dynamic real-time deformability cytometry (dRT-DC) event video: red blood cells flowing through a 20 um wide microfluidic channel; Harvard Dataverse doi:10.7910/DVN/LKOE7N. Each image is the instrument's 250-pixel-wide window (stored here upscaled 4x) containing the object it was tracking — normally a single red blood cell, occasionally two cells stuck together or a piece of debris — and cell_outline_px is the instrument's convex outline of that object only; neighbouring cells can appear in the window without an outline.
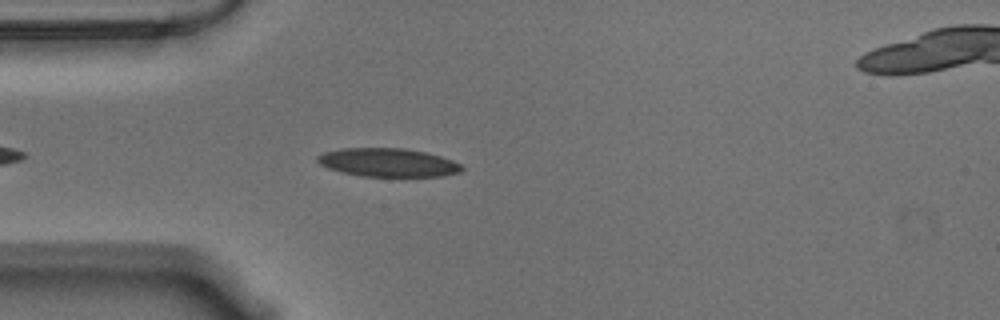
{"species": "Egyptian fruit bat (a non-hibernating species)", "species_latin": "Rousettus aegyptiacus", "temperature_condition": "warm", "stored_images_in_passage": 31, "camera_frame_rate_fps": 3000, "um_per_image_px": 0.085, "animal": {"sex": "male"}, "frame": {"image": 1, "passage_image": 6, "time_ms": 1.667, "image_size_px": [1000, 320], "cell_outline_px": [[464, 168], [460, 172], [444, 176], [360, 176], [340, 172], [328, 168], [320, 164], [316, 160], [316, 156], [324, 152], [340, 148], [404, 148], [428, 152], [452, 160], [460, 164]], "centroid_in_image_um": [32.96, 13.81], "position_along_channel_um": 52.0, "area_um2": 24.1}}
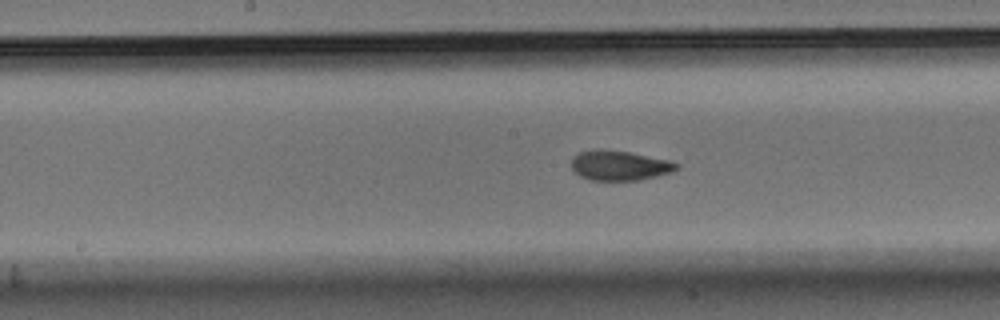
{"frame": {"image": 2, "passage_image": 15, "time_ms": 4.667, "image_size_px": [1000, 320], "cell_outline_px": [[680, 164], [672, 172], [640, 180], [588, 180], [580, 176], [572, 168], [572, 156], [580, 152], [628, 152], [668, 160]], "centroid_in_image_um": [52.68, 14.11], "position_along_channel_um": 195.5, "area_um2": 17.51}}
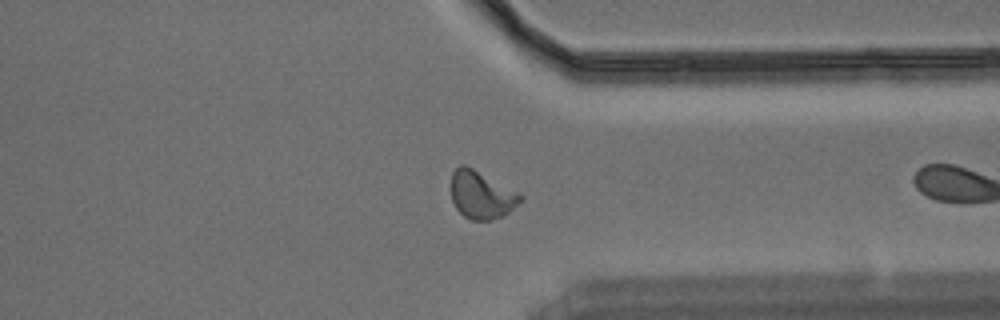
{"frame": {"image": 3, "passage_image": 30, "time_ms": 9.667, "image_size_px": [1000, 320], "cell_outline_px": [[524, 200], [508, 212], [500, 216], [488, 220], [472, 220], [464, 216], [456, 208], [452, 200], [452, 172], [460, 164], [464, 164], [472, 168], [524, 196]], "centroid_in_image_um": [40.91, 16.57], "position_along_channel_um": 370.5, "area_um2": 18.84}}